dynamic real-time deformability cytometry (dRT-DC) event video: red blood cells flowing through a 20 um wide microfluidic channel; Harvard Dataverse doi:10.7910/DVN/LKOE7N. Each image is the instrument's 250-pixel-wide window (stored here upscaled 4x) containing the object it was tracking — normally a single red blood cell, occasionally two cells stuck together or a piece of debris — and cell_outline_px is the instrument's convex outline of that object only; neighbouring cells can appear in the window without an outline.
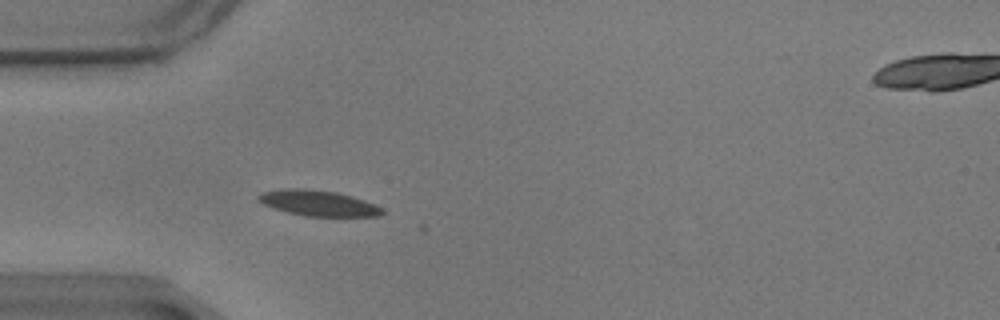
{"species": "common noctule bat (a hibernating species)", "species_latin": "Nyctalus noctula", "temperature_condition": "warm", "stored_images_in_passage": 2, "camera_frame_rate_fps": 3000, "um_per_image_px": 0.085, "animal": {"sex": "male", "body_mass_g": 17.9}, "frame": {"image": 1, "passage_image": 1, "time_ms": 0.0, "image_size_px": [1000, 320], "cell_outline_px": [[384, 212], [380, 216], [304, 216], [272, 208], [256, 200], [256, 196], [260, 192], [284, 188], [304, 188], [336, 192], [352, 196], [376, 204], [384, 208]], "centroid_in_image_um": [27.03, 17.26], "position_along_channel_um": 58.0, "area_um2": 18.73}}